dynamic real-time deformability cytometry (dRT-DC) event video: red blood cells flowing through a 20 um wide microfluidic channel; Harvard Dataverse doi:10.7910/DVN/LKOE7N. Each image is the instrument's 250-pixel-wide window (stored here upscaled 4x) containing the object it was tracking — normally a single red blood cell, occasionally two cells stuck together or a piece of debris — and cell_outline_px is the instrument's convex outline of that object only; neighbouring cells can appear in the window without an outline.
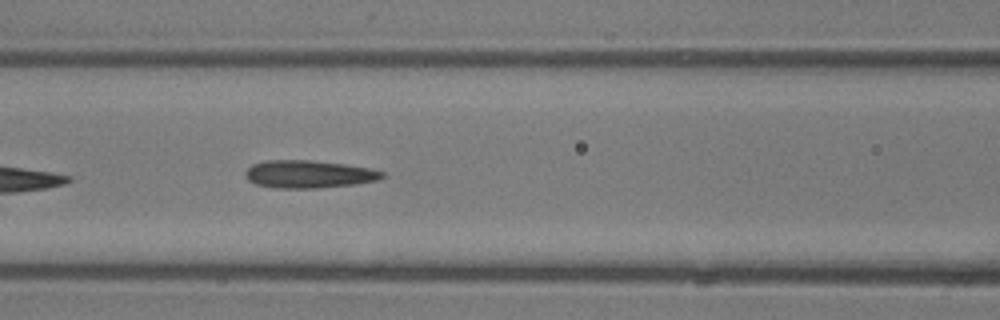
{"species": "common noctule bat (a hibernating species)", "species_latin": "Nyctalus noctula", "temperature_condition": "room temperature", "stored_images_in_passage": 3, "camera_frame_rate_fps": 3000, "um_per_image_px": 0.085, "animal": {"sex": "male", "body_mass_g": 13.3}, "frame": {"image": 1, "passage_image": 3, "time_ms": 2.333, "image_size_px": [1000, 320], "cell_outline_px": [[384, 176], [376, 180], [356, 184], [316, 188], [276, 188], [256, 184], [248, 180], [244, 176], [244, 172], [252, 164], [264, 160], [312, 160], [344, 164], [368, 168], [384, 172]], "centroid_in_image_um": [26.19, 14.8], "position_along_channel_um": 140.4, "area_um2": 22.08}}